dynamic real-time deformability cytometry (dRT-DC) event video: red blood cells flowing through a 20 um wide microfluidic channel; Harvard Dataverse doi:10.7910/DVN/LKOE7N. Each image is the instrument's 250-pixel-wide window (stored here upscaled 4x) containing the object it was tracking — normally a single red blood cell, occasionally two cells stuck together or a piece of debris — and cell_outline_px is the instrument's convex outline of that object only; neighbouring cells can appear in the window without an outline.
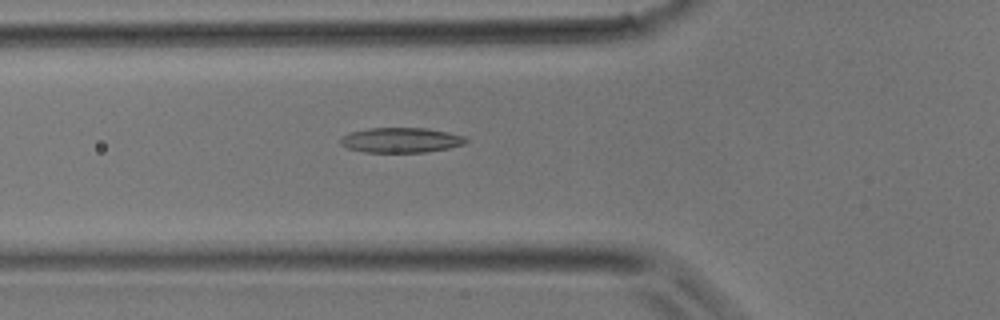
{"species": "common noctule bat (a hibernating species)", "species_latin": "Nyctalus noctula", "temperature_condition": "room temperature", "stored_images_in_passage": 28, "camera_frame_rate_fps": 3000, "um_per_image_px": 0.085, "animal": {"sex": "male", "body_mass_g": 17.9}, "frame": {"image": 1, "passage_image": 5, "time_ms": 1.333, "image_size_px": [1000, 320], "cell_outline_px": [[468, 140], [464, 144], [448, 148], [424, 152], [364, 152], [348, 148], [340, 144], [340, 136], [348, 132], [368, 128], [428, 128], [448, 132], [464, 136]], "centroid_in_image_um": [34.04, 11.9], "position_along_channel_um": 91.8, "area_um2": 18.38}}
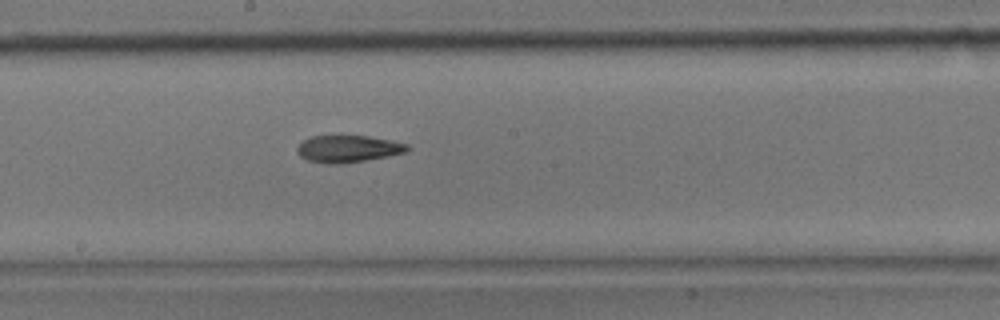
{"frame": {"image": 2, "passage_image": 12, "time_ms": 3.667, "image_size_px": [1000, 320], "cell_outline_px": [[412, 148], [408, 152], [388, 156], [364, 160], [336, 164], [328, 164], [308, 160], [300, 156], [296, 152], [296, 148], [304, 140], [312, 136], [368, 136], [392, 140], [408, 144]], "centroid_in_image_um": [29.62, 12.64], "position_along_channel_um": 218.6, "area_um2": 17.34}}
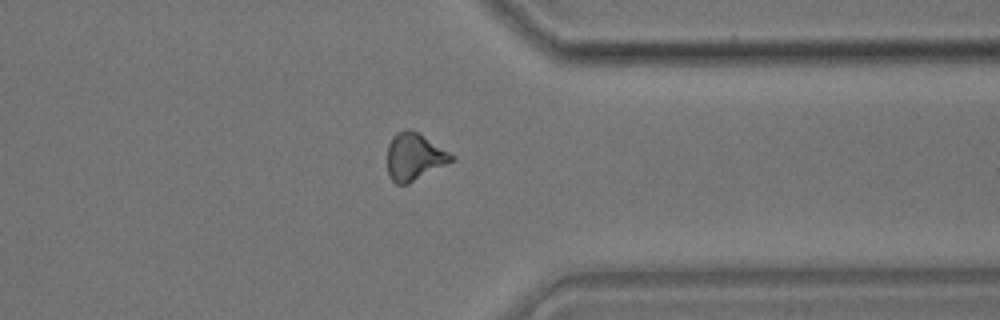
{"frame": {"image": 3, "passage_image": 21, "time_ms": 6.667, "image_size_px": [1000, 320], "cell_outline_px": [[456, 160], [408, 184], [396, 184], [388, 176], [388, 144], [392, 136], [396, 132], [404, 128], [408, 128], [416, 132], [456, 156]], "centroid_in_image_um": [35.22, 13.33], "position_along_channel_um": 376.2, "area_um2": 17.74}}